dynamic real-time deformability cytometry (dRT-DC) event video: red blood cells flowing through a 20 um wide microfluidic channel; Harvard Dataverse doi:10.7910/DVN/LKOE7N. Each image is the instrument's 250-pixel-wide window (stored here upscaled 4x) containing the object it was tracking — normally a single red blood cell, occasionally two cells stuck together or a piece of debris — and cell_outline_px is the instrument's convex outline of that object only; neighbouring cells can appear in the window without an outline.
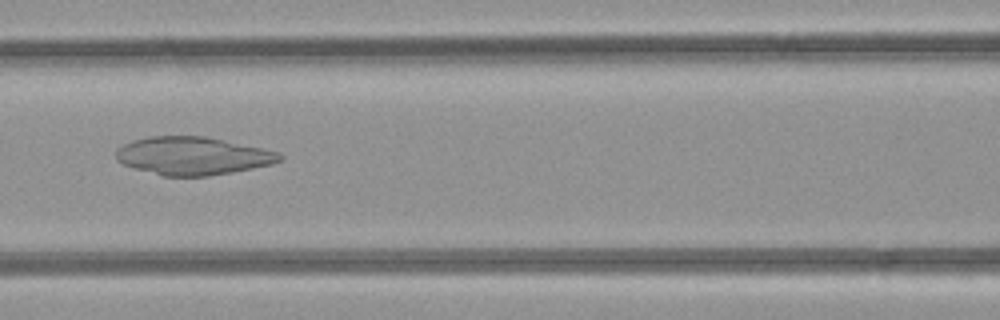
{"species": "common noctule bat (a hibernating species)", "species_latin": "Nyctalus noctula", "temperature_condition": "room temperature", "stored_images_in_passage": 34, "camera_frame_rate_fps": 3000, "um_per_image_px": 0.085, "animal": {"sex": "female", "body_mass_g": 21.9}, "frame": {"image": 1, "passage_image": 7, "time_ms": 2.0, "image_size_px": [1000, 320], "cell_outline_px": [[284, 156], [280, 160], [272, 164], [232, 172], [208, 176], [164, 176], [136, 168], [124, 164], [116, 160], [116, 152], [124, 144], [132, 140], [148, 136], [204, 136], [224, 140], [280, 152]], "centroid_in_image_um": [16.4, 13.24], "position_along_channel_um": 150.2, "area_um2": 35.95}}
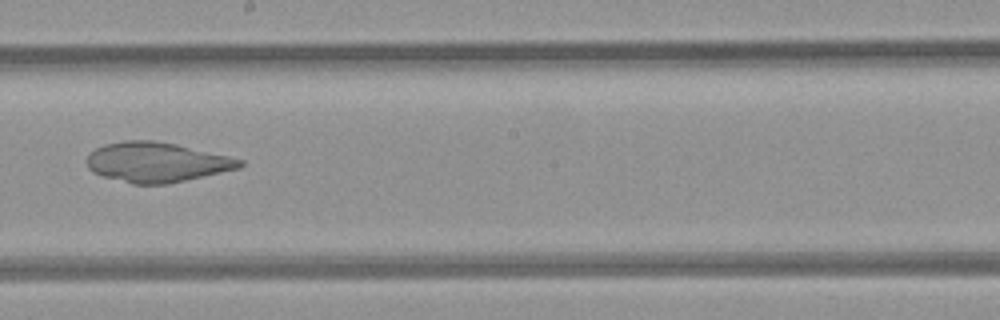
{"frame": {"image": 2, "passage_image": 13, "time_ms": 4.0, "image_size_px": [1000, 320], "cell_outline_px": [[244, 164], [240, 168], [168, 184], [132, 184], [104, 176], [92, 172], [88, 168], [88, 156], [96, 148], [104, 144], [124, 140], [156, 140], [176, 144], [228, 156], [244, 160]], "centroid_in_image_um": [13.33, 13.78], "position_along_channel_um": 234.9, "area_um2": 35.37}}
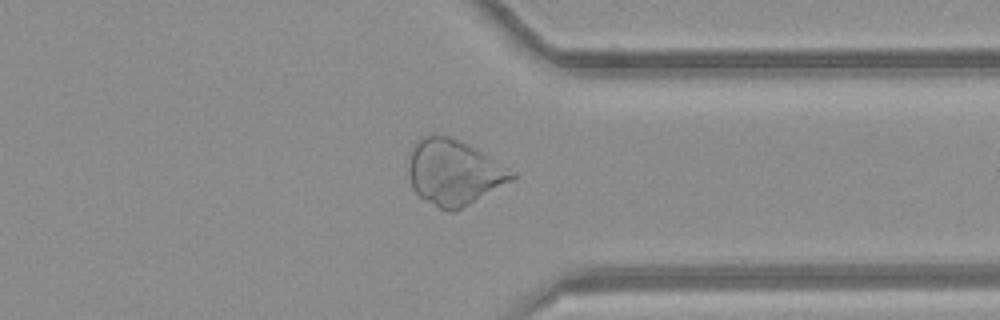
{"frame": {"image": 3, "passage_image": 23, "time_ms": 7.333, "image_size_px": [1000, 320], "cell_outline_px": [[516, 176], [512, 180], [456, 212], [448, 212], [440, 208], [420, 196], [412, 188], [408, 172], [408, 152], [416, 140], [428, 132], [436, 132], [460, 140], [476, 148], [516, 172]], "centroid_in_image_um": [38.53, 14.6], "position_along_channel_um": 372.9, "area_um2": 40.0}}